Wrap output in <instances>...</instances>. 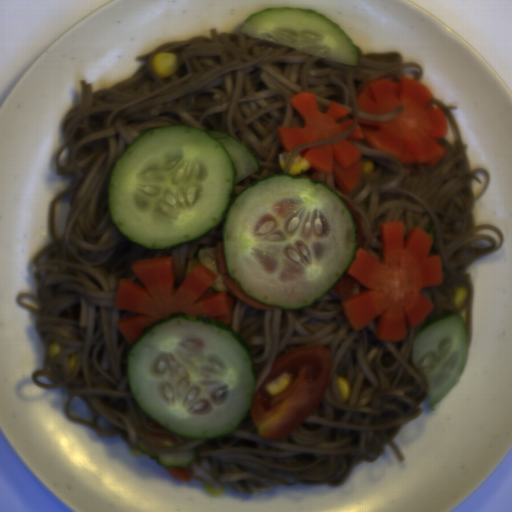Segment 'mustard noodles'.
Here are the masks:
<instances>
[{
  "mask_svg": "<svg viewBox=\"0 0 512 512\" xmlns=\"http://www.w3.org/2000/svg\"><path fill=\"white\" fill-rule=\"evenodd\" d=\"M196 35L160 44L137 56L146 62L130 78L93 92L80 81L78 105L62 122L64 141L54 153V173L71 175L73 182L52 197L48 234L52 240L33 256L37 296L18 293L16 303L37 315L41 341L58 342L55 355H44L42 370L32 372L40 389L64 387V413L73 422L92 427L105 438H123L142 452L138 443L162 453L194 450L198 459L180 468L187 475L209 481L218 490L230 483L251 493L278 485L333 481L342 477L349 459L373 461L391 446L398 461L404 456L392 442L406 423L417 420L426 398L427 383L410 364L415 335L430 321L461 314L472 338L474 284L467 268L502 246L505 234L495 225L475 224L474 210L489 186L488 169H470L467 144L452 110L433 97L446 118V134L438 144L446 148L436 165H423L412 174L390 154L354 140L360 162H371L349 193L333 172L308 168V180L320 182L349 202L359 216L362 251L383 263L380 231L383 221H402L403 240L412 228L432 238L429 257L439 254L441 285L424 286L431 313L408 327L403 340L375 339L380 315L355 330L341 304L367 290L355 283L347 295L333 289L312 306L298 309H261L226 293L233 303L230 325L242 335L253 358L255 390L268 377L278 356L309 343L327 346L330 376L327 389L310 416L281 438L259 437L250 416L227 438L179 437L154 422L135 402L130 378L121 373L127 340L117 323L135 314L114 308L121 279L147 288L136 275L135 260L171 257L179 287L199 264L201 245L217 246L220 229L169 252L146 250L131 243L112 221L108 208V178L116 159L143 133L168 125L217 130L236 138L257 158L259 169L237 183L236 197L253 182L280 173L283 152L278 128L302 127L303 120L289 100L302 91L316 94L318 110L328 113L335 103L352 119L338 135L292 150L282 173H287L302 150L340 142L353 134L359 118L379 122L400 116L404 106L388 113L362 112L358 93L372 79L419 80L423 69L404 61L399 52L364 54L358 65L342 64L263 41L242 31ZM179 56L177 72L155 75L151 57L158 52ZM469 291L460 308L451 289ZM77 352L71 370L69 354ZM346 377L351 395L345 404L337 379ZM108 382L109 389L92 384ZM170 435L161 442L143 430ZM143 453V452H142Z\"/></svg>",
  "mask_w": 512,
  "mask_h": 512,
  "instance_id": "1",
  "label": "mustard noodles"
}]
</instances>
